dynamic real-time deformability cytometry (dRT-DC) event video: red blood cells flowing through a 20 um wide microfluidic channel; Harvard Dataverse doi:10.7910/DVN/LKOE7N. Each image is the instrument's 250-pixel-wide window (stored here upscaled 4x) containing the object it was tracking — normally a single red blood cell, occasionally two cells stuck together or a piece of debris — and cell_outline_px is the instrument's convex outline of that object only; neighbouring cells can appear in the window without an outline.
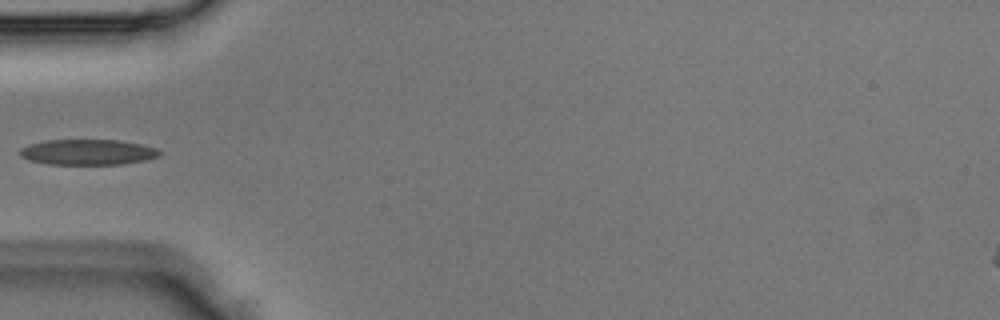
{"species": "Egyptian fruit bat (a non-hibernating species)", "species_latin": "Rousettus aegyptiacus", "temperature_condition": "room temperature", "stored_images_in_passage": 2, "camera_frame_rate_fps": 3000, "um_per_image_px": 0.085, "animal": {"sex": "male"}, "frame": {"image": 1, "passage_image": 2, "time_ms": 0.333, "image_size_px": [1000, 320], "cell_outline_px": [[160, 156], [148, 160], [124, 164], [48, 164], [28, 160], [20, 156], [20, 148], [28, 144], [44, 140], [120, 140], [140, 144], [156, 148], [160, 152]], "centroid_in_image_um": [7.45, 12.93], "position_along_channel_um": 77.5, "area_um2": 20.92}}